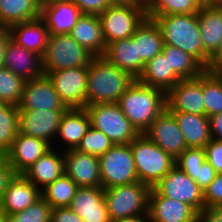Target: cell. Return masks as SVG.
<instances>
[{
    "label": "cell",
    "instance_id": "6da1fadb",
    "mask_svg": "<svg viewBox=\"0 0 222 222\" xmlns=\"http://www.w3.org/2000/svg\"><path fill=\"white\" fill-rule=\"evenodd\" d=\"M135 81L104 56H94L88 65L86 105L117 103Z\"/></svg>",
    "mask_w": 222,
    "mask_h": 222
},
{
    "label": "cell",
    "instance_id": "7a4b0ae2",
    "mask_svg": "<svg viewBox=\"0 0 222 222\" xmlns=\"http://www.w3.org/2000/svg\"><path fill=\"white\" fill-rule=\"evenodd\" d=\"M117 104L139 134L166 109V93L137 80L119 98Z\"/></svg>",
    "mask_w": 222,
    "mask_h": 222
},
{
    "label": "cell",
    "instance_id": "3957f363",
    "mask_svg": "<svg viewBox=\"0 0 222 222\" xmlns=\"http://www.w3.org/2000/svg\"><path fill=\"white\" fill-rule=\"evenodd\" d=\"M159 26L164 45H172L193 56L204 67L197 13L178 15H147Z\"/></svg>",
    "mask_w": 222,
    "mask_h": 222
},
{
    "label": "cell",
    "instance_id": "277c9868",
    "mask_svg": "<svg viewBox=\"0 0 222 222\" xmlns=\"http://www.w3.org/2000/svg\"><path fill=\"white\" fill-rule=\"evenodd\" d=\"M130 146L138 181L151 188L175 166V159L143 134H139Z\"/></svg>",
    "mask_w": 222,
    "mask_h": 222
},
{
    "label": "cell",
    "instance_id": "5b68a950",
    "mask_svg": "<svg viewBox=\"0 0 222 222\" xmlns=\"http://www.w3.org/2000/svg\"><path fill=\"white\" fill-rule=\"evenodd\" d=\"M151 187L139 181L104 189L109 218L117 219L148 215Z\"/></svg>",
    "mask_w": 222,
    "mask_h": 222
},
{
    "label": "cell",
    "instance_id": "8992f818",
    "mask_svg": "<svg viewBox=\"0 0 222 222\" xmlns=\"http://www.w3.org/2000/svg\"><path fill=\"white\" fill-rule=\"evenodd\" d=\"M94 55L78 44L69 34H49L42 58L43 73L88 67Z\"/></svg>",
    "mask_w": 222,
    "mask_h": 222
},
{
    "label": "cell",
    "instance_id": "52a82bcc",
    "mask_svg": "<svg viewBox=\"0 0 222 222\" xmlns=\"http://www.w3.org/2000/svg\"><path fill=\"white\" fill-rule=\"evenodd\" d=\"M90 126L103 132L114 145L130 144L139 133L117 103L86 105Z\"/></svg>",
    "mask_w": 222,
    "mask_h": 222
},
{
    "label": "cell",
    "instance_id": "ba28073f",
    "mask_svg": "<svg viewBox=\"0 0 222 222\" xmlns=\"http://www.w3.org/2000/svg\"><path fill=\"white\" fill-rule=\"evenodd\" d=\"M98 17L107 45L114 41L131 38L147 18V13L140 6L111 4Z\"/></svg>",
    "mask_w": 222,
    "mask_h": 222
},
{
    "label": "cell",
    "instance_id": "9c48e42d",
    "mask_svg": "<svg viewBox=\"0 0 222 222\" xmlns=\"http://www.w3.org/2000/svg\"><path fill=\"white\" fill-rule=\"evenodd\" d=\"M98 159L103 189L138 181L130 144L114 145Z\"/></svg>",
    "mask_w": 222,
    "mask_h": 222
},
{
    "label": "cell",
    "instance_id": "30bf717a",
    "mask_svg": "<svg viewBox=\"0 0 222 222\" xmlns=\"http://www.w3.org/2000/svg\"><path fill=\"white\" fill-rule=\"evenodd\" d=\"M152 189L159 195L190 205L198 214L205 209L203 190L176 165Z\"/></svg>",
    "mask_w": 222,
    "mask_h": 222
},
{
    "label": "cell",
    "instance_id": "8fae6325",
    "mask_svg": "<svg viewBox=\"0 0 222 222\" xmlns=\"http://www.w3.org/2000/svg\"><path fill=\"white\" fill-rule=\"evenodd\" d=\"M87 72L88 67H77L46 73L68 109L86 106Z\"/></svg>",
    "mask_w": 222,
    "mask_h": 222
},
{
    "label": "cell",
    "instance_id": "7c38bea8",
    "mask_svg": "<svg viewBox=\"0 0 222 222\" xmlns=\"http://www.w3.org/2000/svg\"><path fill=\"white\" fill-rule=\"evenodd\" d=\"M19 111L53 110L66 111L68 108L62 102L46 74L27 80L21 95Z\"/></svg>",
    "mask_w": 222,
    "mask_h": 222
},
{
    "label": "cell",
    "instance_id": "4fadbf2b",
    "mask_svg": "<svg viewBox=\"0 0 222 222\" xmlns=\"http://www.w3.org/2000/svg\"><path fill=\"white\" fill-rule=\"evenodd\" d=\"M203 73L199 77L181 79L166 93V108L170 112L205 115Z\"/></svg>",
    "mask_w": 222,
    "mask_h": 222
},
{
    "label": "cell",
    "instance_id": "5bb4252c",
    "mask_svg": "<svg viewBox=\"0 0 222 222\" xmlns=\"http://www.w3.org/2000/svg\"><path fill=\"white\" fill-rule=\"evenodd\" d=\"M143 135L174 159L187 148L178 123L167 108L151 123Z\"/></svg>",
    "mask_w": 222,
    "mask_h": 222
},
{
    "label": "cell",
    "instance_id": "9a60e30c",
    "mask_svg": "<svg viewBox=\"0 0 222 222\" xmlns=\"http://www.w3.org/2000/svg\"><path fill=\"white\" fill-rule=\"evenodd\" d=\"M64 113L65 111L53 110L19 111L18 132L40 138L55 148L56 143L54 140L56 139L58 127Z\"/></svg>",
    "mask_w": 222,
    "mask_h": 222
},
{
    "label": "cell",
    "instance_id": "2e32d148",
    "mask_svg": "<svg viewBox=\"0 0 222 222\" xmlns=\"http://www.w3.org/2000/svg\"><path fill=\"white\" fill-rule=\"evenodd\" d=\"M81 15L82 12L72 0L41 1L40 17L49 34H69Z\"/></svg>",
    "mask_w": 222,
    "mask_h": 222
},
{
    "label": "cell",
    "instance_id": "e0dca14e",
    "mask_svg": "<svg viewBox=\"0 0 222 222\" xmlns=\"http://www.w3.org/2000/svg\"><path fill=\"white\" fill-rule=\"evenodd\" d=\"M64 170L79 187H102L97 156L76 149L64 151Z\"/></svg>",
    "mask_w": 222,
    "mask_h": 222
},
{
    "label": "cell",
    "instance_id": "ac0fdd59",
    "mask_svg": "<svg viewBox=\"0 0 222 222\" xmlns=\"http://www.w3.org/2000/svg\"><path fill=\"white\" fill-rule=\"evenodd\" d=\"M52 146L46 141L17 133L10 148L5 152L8 163L16 174H23Z\"/></svg>",
    "mask_w": 222,
    "mask_h": 222
},
{
    "label": "cell",
    "instance_id": "d6986e66",
    "mask_svg": "<svg viewBox=\"0 0 222 222\" xmlns=\"http://www.w3.org/2000/svg\"><path fill=\"white\" fill-rule=\"evenodd\" d=\"M148 216L150 222H198V213L188 204L157 194H149Z\"/></svg>",
    "mask_w": 222,
    "mask_h": 222
},
{
    "label": "cell",
    "instance_id": "ffe728a7",
    "mask_svg": "<svg viewBox=\"0 0 222 222\" xmlns=\"http://www.w3.org/2000/svg\"><path fill=\"white\" fill-rule=\"evenodd\" d=\"M69 207L84 222H111L102 187H79Z\"/></svg>",
    "mask_w": 222,
    "mask_h": 222
},
{
    "label": "cell",
    "instance_id": "44dd1931",
    "mask_svg": "<svg viewBox=\"0 0 222 222\" xmlns=\"http://www.w3.org/2000/svg\"><path fill=\"white\" fill-rule=\"evenodd\" d=\"M42 197L41 190L23 174H16L0 198V208L6 215L24 211Z\"/></svg>",
    "mask_w": 222,
    "mask_h": 222
},
{
    "label": "cell",
    "instance_id": "7402d4cb",
    "mask_svg": "<svg viewBox=\"0 0 222 222\" xmlns=\"http://www.w3.org/2000/svg\"><path fill=\"white\" fill-rule=\"evenodd\" d=\"M2 67L8 68L26 81L44 74L41 56L21 47L11 38H9L4 51Z\"/></svg>",
    "mask_w": 222,
    "mask_h": 222
},
{
    "label": "cell",
    "instance_id": "603a6c76",
    "mask_svg": "<svg viewBox=\"0 0 222 222\" xmlns=\"http://www.w3.org/2000/svg\"><path fill=\"white\" fill-rule=\"evenodd\" d=\"M197 16L204 47V68L207 69L210 58L218 51L222 43V9L202 6Z\"/></svg>",
    "mask_w": 222,
    "mask_h": 222
},
{
    "label": "cell",
    "instance_id": "cb8c5ba5",
    "mask_svg": "<svg viewBox=\"0 0 222 222\" xmlns=\"http://www.w3.org/2000/svg\"><path fill=\"white\" fill-rule=\"evenodd\" d=\"M64 173V152L52 147L31 165L23 175L42 191Z\"/></svg>",
    "mask_w": 222,
    "mask_h": 222
},
{
    "label": "cell",
    "instance_id": "d4e9b609",
    "mask_svg": "<svg viewBox=\"0 0 222 222\" xmlns=\"http://www.w3.org/2000/svg\"><path fill=\"white\" fill-rule=\"evenodd\" d=\"M103 56L136 80L142 74L145 66V63L139 58L138 44L132 37L108 43Z\"/></svg>",
    "mask_w": 222,
    "mask_h": 222
},
{
    "label": "cell",
    "instance_id": "484cf974",
    "mask_svg": "<svg viewBox=\"0 0 222 222\" xmlns=\"http://www.w3.org/2000/svg\"><path fill=\"white\" fill-rule=\"evenodd\" d=\"M8 29L10 38L15 43L41 57L43 56L49 38V31L41 17L16 23Z\"/></svg>",
    "mask_w": 222,
    "mask_h": 222
},
{
    "label": "cell",
    "instance_id": "4316f807",
    "mask_svg": "<svg viewBox=\"0 0 222 222\" xmlns=\"http://www.w3.org/2000/svg\"><path fill=\"white\" fill-rule=\"evenodd\" d=\"M89 128L90 121L84 108L67 109L62 115L56 135V142L59 143L58 141L61 140L59 144L64 143L63 146H61L63 149L61 148L60 150L64 152L70 149H76Z\"/></svg>",
    "mask_w": 222,
    "mask_h": 222
},
{
    "label": "cell",
    "instance_id": "83f0119b",
    "mask_svg": "<svg viewBox=\"0 0 222 222\" xmlns=\"http://www.w3.org/2000/svg\"><path fill=\"white\" fill-rule=\"evenodd\" d=\"M69 35L94 56H103L106 43L98 15L82 14Z\"/></svg>",
    "mask_w": 222,
    "mask_h": 222
},
{
    "label": "cell",
    "instance_id": "f1b7e54d",
    "mask_svg": "<svg viewBox=\"0 0 222 222\" xmlns=\"http://www.w3.org/2000/svg\"><path fill=\"white\" fill-rule=\"evenodd\" d=\"M181 78L170 69L168 57L162 52L148 61L137 79L142 85L156 87L167 93Z\"/></svg>",
    "mask_w": 222,
    "mask_h": 222
},
{
    "label": "cell",
    "instance_id": "f546056e",
    "mask_svg": "<svg viewBox=\"0 0 222 222\" xmlns=\"http://www.w3.org/2000/svg\"><path fill=\"white\" fill-rule=\"evenodd\" d=\"M187 147H205L211 138L209 117L186 112H171Z\"/></svg>",
    "mask_w": 222,
    "mask_h": 222
},
{
    "label": "cell",
    "instance_id": "4dcf8cb0",
    "mask_svg": "<svg viewBox=\"0 0 222 222\" xmlns=\"http://www.w3.org/2000/svg\"><path fill=\"white\" fill-rule=\"evenodd\" d=\"M132 38L138 44L139 58L146 64L163 49V36L153 19L146 18L136 29Z\"/></svg>",
    "mask_w": 222,
    "mask_h": 222
},
{
    "label": "cell",
    "instance_id": "1f68e13d",
    "mask_svg": "<svg viewBox=\"0 0 222 222\" xmlns=\"http://www.w3.org/2000/svg\"><path fill=\"white\" fill-rule=\"evenodd\" d=\"M41 0H0V24L3 27L40 17Z\"/></svg>",
    "mask_w": 222,
    "mask_h": 222
},
{
    "label": "cell",
    "instance_id": "d6a6232c",
    "mask_svg": "<svg viewBox=\"0 0 222 222\" xmlns=\"http://www.w3.org/2000/svg\"><path fill=\"white\" fill-rule=\"evenodd\" d=\"M162 53L168 57L170 69L181 79L199 77L206 69L190 54L172 45H163Z\"/></svg>",
    "mask_w": 222,
    "mask_h": 222
},
{
    "label": "cell",
    "instance_id": "836d02e7",
    "mask_svg": "<svg viewBox=\"0 0 222 222\" xmlns=\"http://www.w3.org/2000/svg\"><path fill=\"white\" fill-rule=\"evenodd\" d=\"M79 186L65 173L46 186L42 191V198L51 206L69 207Z\"/></svg>",
    "mask_w": 222,
    "mask_h": 222
},
{
    "label": "cell",
    "instance_id": "e575fe53",
    "mask_svg": "<svg viewBox=\"0 0 222 222\" xmlns=\"http://www.w3.org/2000/svg\"><path fill=\"white\" fill-rule=\"evenodd\" d=\"M203 97L207 117L222 112V80L215 72H203Z\"/></svg>",
    "mask_w": 222,
    "mask_h": 222
},
{
    "label": "cell",
    "instance_id": "d590c367",
    "mask_svg": "<svg viewBox=\"0 0 222 222\" xmlns=\"http://www.w3.org/2000/svg\"><path fill=\"white\" fill-rule=\"evenodd\" d=\"M26 80L12 73L8 68L0 67V101L17 106L20 102Z\"/></svg>",
    "mask_w": 222,
    "mask_h": 222
},
{
    "label": "cell",
    "instance_id": "8d00e7d4",
    "mask_svg": "<svg viewBox=\"0 0 222 222\" xmlns=\"http://www.w3.org/2000/svg\"><path fill=\"white\" fill-rule=\"evenodd\" d=\"M19 109L5 105L0 110V150L6 152L18 133Z\"/></svg>",
    "mask_w": 222,
    "mask_h": 222
},
{
    "label": "cell",
    "instance_id": "74e56055",
    "mask_svg": "<svg viewBox=\"0 0 222 222\" xmlns=\"http://www.w3.org/2000/svg\"><path fill=\"white\" fill-rule=\"evenodd\" d=\"M202 6L196 0H155L147 15H178L198 13Z\"/></svg>",
    "mask_w": 222,
    "mask_h": 222
},
{
    "label": "cell",
    "instance_id": "f35d334b",
    "mask_svg": "<svg viewBox=\"0 0 222 222\" xmlns=\"http://www.w3.org/2000/svg\"><path fill=\"white\" fill-rule=\"evenodd\" d=\"M113 146L114 143L103 132L90 126L76 150L99 157Z\"/></svg>",
    "mask_w": 222,
    "mask_h": 222
},
{
    "label": "cell",
    "instance_id": "ab89813d",
    "mask_svg": "<svg viewBox=\"0 0 222 222\" xmlns=\"http://www.w3.org/2000/svg\"><path fill=\"white\" fill-rule=\"evenodd\" d=\"M206 161L203 147H187L176 159L175 165L197 181L199 168Z\"/></svg>",
    "mask_w": 222,
    "mask_h": 222
},
{
    "label": "cell",
    "instance_id": "60d3db41",
    "mask_svg": "<svg viewBox=\"0 0 222 222\" xmlns=\"http://www.w3.org/2000/svg\"><path fill=\"white\" fill-rule=\"evenodd\" d=\"M51 206L41 197L24 211L7 215V222H51Z\"/></svg>",
    "mask_w": 222,
    "mask_h": 222
},
{
    "label": "cell",
    "instance_id": "b9f144b4",
    "mask_svg": "<svg viewBox=\"0 0 222 222\" xmlns=\"http://www.w3.org/2000/svg\"><path fill=\"white\" fill-rule=\"evenodd\" d=\"M205 209H213L222 203V173L217 174L214 180L203 191Z\"/></svg>",
    "mask_w": 222,
    "mask_h": 222
},
{
    "label": "cell",
    "instance_id": "7bdbcfd3",
    "mask_svg": "<svg viewBox=\"0 0 222 222\" xmlns=\"http://www.w3.org/2000/svg\"><path fill=\"white\" fill-rule=\"evenodd\" d=\"M204 149L206 160L214 167L217 174L222 173V142L211 139Z\"/></svg>",
    "mask_w": 222,
    "mask_h": 222
},
{
    "label": "cell",
    "instance_id": "ee69618b",
    "mask_svg": "<svg viewBox=\"0 0 222 222\" xmlns=\"http://www.w3.org/2000/svg\"><path fill=\"white\" fill-rule=\"evenodd\" d=\"M80 9L82 14L100 15L111 5L110 0H72Z\"/></svg>",
    "mask_w": 222,
    "mask_h": 222
},
{
    "label": "cell",
    "instance_id": "f6af8a7d",
    "mask_svg": "<svg viewBox=\"0 0 222 222\" xmlns=\"http://www.w3.org/2000/svg\"><path fill=\"white\" fill-rule=\"evenodd\" d=\"M15 175L13 167L7 161L6 153L0 150V198Z\"/></svg>",
    "mask_w": 222,
    "mask_h": 222
},
{
    "label": "cell",
    "instance_id": "bcb514c9",
    "mask_svg": "<svg viewBox=\"0 0 222 222\" xmlns=\"http://www.w3.org/2000/svg\"><path fill=\"white\" fill-rule=\"evenodd\" d=\"M51 222H84L70 207H55L51 211Z\"/></svg>",
    "mask_w": 222,
    "mask_h": 222
},
{
    "label": "cell",
    "instance_id": "7dc6e473",
    "mask_svg": "<svg viewBox=\"0 0 222 222\" xmlns=\"http://www.w3.org/2000/svg\"><path fill=\"white\" fill-rule=\"evenodd\" d=\"M217 172L214 167L206 160L199 168L197 176V184L204 191V189L214 180Z\"/></svg>",
    "mask_w": 222,
    "mask_h": 222
},
{
    "label": "cell",
    "instance_id": "c3c4849f",
    "mask_svg": "<svg viewBox=\"0 0 222 222\" xmlns=\"http://www.w3.org/2000/svg\"><path fill=\"white\" fill-rule=\"evenodd\" d=\"M209 123L211 138L222 142V112L210 116Z\"/></svg>",
    "mask_w": 222,
    "mask_h": 222
},
{
    "label": "cell",
    "instance_id": "681fc988",
    "mask_svg": "<svg viewBox=\"0 0 222 222\" xmlns=\"http://www.w3.org/2000/svg\"><path fill=\"white\" fill-rule=\"evenodd\" d=\"M198 222H222V219L212 209H204L198 214Z\"/></svg>",
    "mask_w": 222,
    "mask_h": 222
},
{
    "label": "cell",
    "instance_id": "f907efd6",
    "mask_svg": "<svg viewBox=\"0 0 222 222\" xmlns=\"http://www.w3.org/2000/svg\"><path fill=\"white\" fill-rule=\"evenodd\" d=\"M9 38H10L9 29L6 27H2L0 29V67H2L3 64L4 51Z\"/></svg>",
    "mask_w": 222,
    "mask_h": 222
},
{
    "label": "cell",
    "instance_id": "816d5d0a",
    "mask_svg": "<svg viewBox=\"0 0 222 222\" xmlns=\"http://www.w3.org/2000/svg\"><path fill=\"white\" fill-rule=\"evenodd\" d=\"M221 65H222V43L220 44L218 51L210 58V63L206 70L214 72Z\"/></svg>",
    "mask_w": 222,
    "mask_h": 222
},
{
    "label": "cell",
    "instance_id": "f5cc1de1",
    "mask_svg": "<svg viewBox=\"0 0 222 222\" xmlns=\"http://www.w3.org/2000/svg\"><path fill=\"white\" fill-rule=\"evenodd\" d=\"M112 222H150V221L148 215H139V216L117 219Z\"/></svg>",
    "mask_w": 222,
    "mask_h": 222
},
{
    "label": "cell",
    "instance_id": "db71d44e",
    "mask_svg": "<svg viewBox=\"0 0 222 222\" xmlns=\"http://www.w3.org/2000/svg\"><path fill=\"white\" fill-rule=\"evenodd\" d=\"M155 0H133V6H140L147 10Z\"/></svg>",
    "mask_w": 222,
    "mask_h": 222
},
{
    "label": "cell",
    "instance_id": "11a10c76",
    "mask_svg": "<svg viewBox=\"0 0 222 222\" xmlns=\"http://www.w3.org/2000/svg\"><path fill=\"white\" fill-rule=\"evenodd\" d=\"M111 4L133 5V0H110Z\"/></svg>",
    "mask_w": 222,
    "mask_h": 222
},
{
    "label": "cell",
    "instance_id": "9f6ffc18",
    "mask_svg": "<svg viewBox=\"0 0 222 222\" xmlns=\"http://www.w3.org/2000/svg\"><path fill=\"white\" fill-rule=\"evenodd\" d=\"M210 6L222 9V0H210Z\"/></svg>",
    "mask_w": 222,
    "mask_h": 222
},
{
    "label": "cell",
    "instance_id": "6f0895ef",
    "mask_svg": "<svg viewBox=\"0 0 222 222\" xmlns=\"http://www.w3.org/2000/svg\"><path fill=\"white\" fill-rule=\"evenodd\" d=\"M216 214H218L220 216V218L222 219V203L218 204L216 207H214L212 209Z\"/></svg>",
    "mask_w": 222,
    "mask_h": 222
},
{
    "label": "cell",
    "instance_id": "680465c9",
    "mask_svg": "<svg viewBox=\"0 0 222 222\" xmlns=\"http://www.w3.org/2000/svg\"><path fill=\"white\" fill-rule=\"evenodd\" d=\"M0 222H7V215L1 208H0Z\"/></svg>",
    "mask_w": 222,
    "mask_h": 222
},
{
    "label": "cell",
    "instance_id": "91938a15",
    "mask_svg": "<svg viewBox=\"0 0 222 222\" xmlns=\"http://www.w3.org/2000/svg\"><path fill=\"white\" fill-rule=\"evenodd\" d=\"M201 6H210V0H196Z\"/></svg>",
    "mask_w": 222,
    "mask_h": 222
},
{
    "label": "cell",
    "instance_id": "94428289",
    "mask_svg": "<svg viewBox=\"0 0 222 222\" xmlns=\"http://www.w3.org/2000/svg\"><path fill=\"white\" fill-rule=\"evenodd\" d=\"M214 72L222 80V65L219 66Z\"/></svg>",
    "mask_w": 222,
    "mask_h": 222
},
{
    "label": "cell",
    "instance_id": "6125c7cd",
    "mask_svg": "<svg viewBox=\"0 0 222 222\" xmlns=\"http://www.w3.org/2000/svg\"><path fill=\"white\" fill-rule=\"evenodd\" d=\"M6 104L0 101V110L5 106Z\"/></svg>",
    "mask_w": 222,
    "mask_h": 222
}]
</instances>
